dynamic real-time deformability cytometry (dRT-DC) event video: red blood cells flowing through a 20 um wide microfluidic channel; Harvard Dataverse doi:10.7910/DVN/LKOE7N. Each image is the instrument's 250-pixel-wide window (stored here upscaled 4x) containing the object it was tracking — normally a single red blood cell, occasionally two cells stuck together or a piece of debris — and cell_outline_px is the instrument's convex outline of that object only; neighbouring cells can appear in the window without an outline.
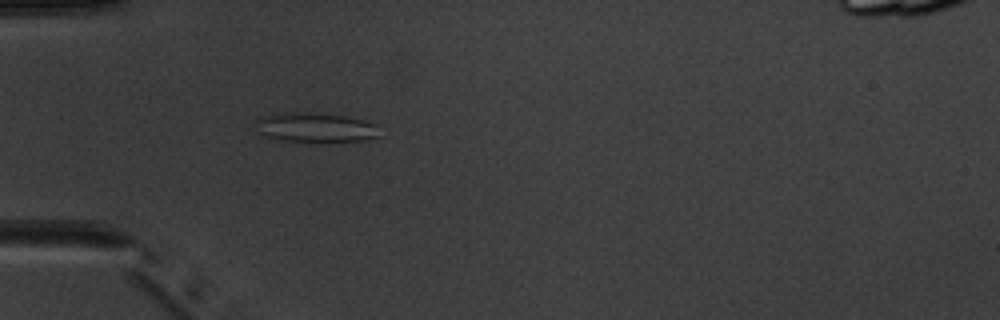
{"species": "common noctule bat (a hibernating species)", "species_latin": "Nyctalus noctula", "temperature_condition": "warm", "stored_images_in_passage": 2, "camera_frame_rate_fps": 3000, "um_per_image_px": 0.085, "animal": {"sex": "male", "body_mass_g": 20.1, "forearm_length_mm": 53.5}, "frame": {"image": 1, "passage_image": 2, "time_ms": 1.333, "image_size_px": [1000, 320], "cell_outline_px": [[380, 136], [360, 140], [284, 140], [268, 136], [260, 132], [256, 120], [268, 116], [292, 112], [308, 112], [344, 116], [376, 124]], "centroid_in_image_um": [26.86, 10.81], "position_along_channel_um": 58.1, "area_um2": 20.06}}